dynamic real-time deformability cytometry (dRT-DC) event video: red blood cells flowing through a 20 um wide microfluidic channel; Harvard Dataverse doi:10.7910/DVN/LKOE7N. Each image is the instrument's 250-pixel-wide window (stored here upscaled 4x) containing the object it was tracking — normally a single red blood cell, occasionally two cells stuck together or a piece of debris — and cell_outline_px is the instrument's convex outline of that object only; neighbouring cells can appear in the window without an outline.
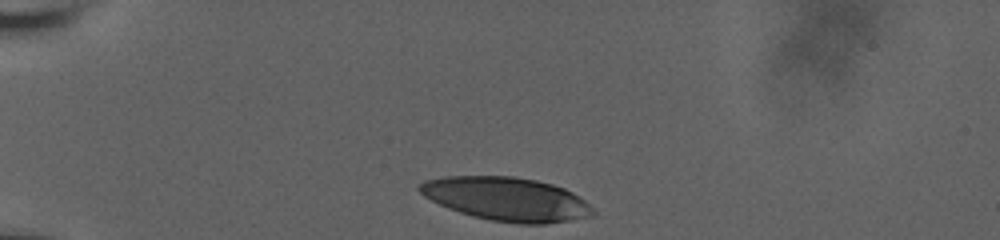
{"species": "human", "species_latin": "Homo sapiens", "temperature_condition": "room temperature", "stored_images_in_passage": 16, "camera_frame_rate_fps": 3000, "um_per_image_px": 0.085, "donor": {"sex": "male"}, "frame": {"image": 1, "passage_image": 1, "time_ms": 0.0, "image_size_px": [1000, 240], "cell_outline_px": [[596, 216], [544, 224], [516, 224], [488, 220], [472, 216], [448, 208], [424, 196], [416, 188], [424, 180], [444, 176], [512, 176], [536, 180], [552, 184], [564, 188], [580, 196], [596, 212]], "centroid_in_image_um": [43.07, 16.92], "position_along_channel_um": 41.9, "area_um2": 44.33}}
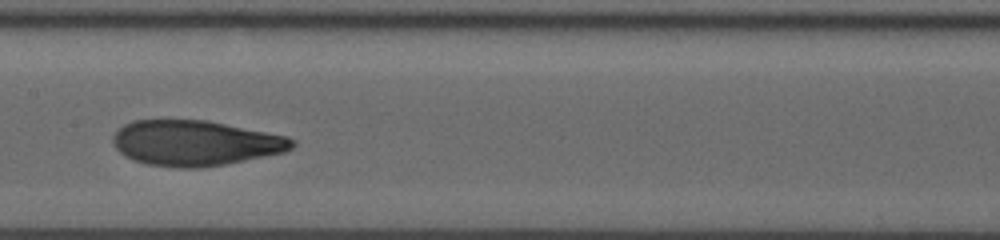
{"frame": {"image": 2, "passage_image": 10, "time_ms": 5.333, "image_size_px": [1000, 240], "cell_outline_px": [[296, 144], [292, 148], [284, 152], [204, 168], [176, 168], [148, 164], [132, 160], [124, 156], [116, 148], [112, 140], [112, 136], [124, 124], [132, 120], [208, 120], [288, 136], [296, 140]], "centroid_in_image_um": [16.6, 12.16], "position_along_channel_um": 190.8, "area_um2": 47.57}}
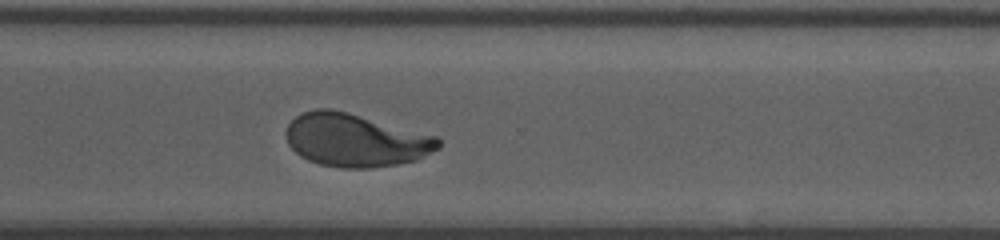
{"frame": {"image": 3, "passage_image": 16, "time_ms": 9.333, "image_size_px": [1000, 240], "cell_outline_px": [[440, 148], [416, 160], [396, 164], [368, 168], [340, 168], [320, 164], [308, 160], [300, 156], [288, 144], [284, 132], [288, 124], [296, 116], [304, 112], [316, 108], [332, 108], [348, 112], [436, 136], [440, 140]], "centroid_in_image_um": [30.18, 11.91], "position_along_channel_um": 340.4, "area_um2": 47.05}}